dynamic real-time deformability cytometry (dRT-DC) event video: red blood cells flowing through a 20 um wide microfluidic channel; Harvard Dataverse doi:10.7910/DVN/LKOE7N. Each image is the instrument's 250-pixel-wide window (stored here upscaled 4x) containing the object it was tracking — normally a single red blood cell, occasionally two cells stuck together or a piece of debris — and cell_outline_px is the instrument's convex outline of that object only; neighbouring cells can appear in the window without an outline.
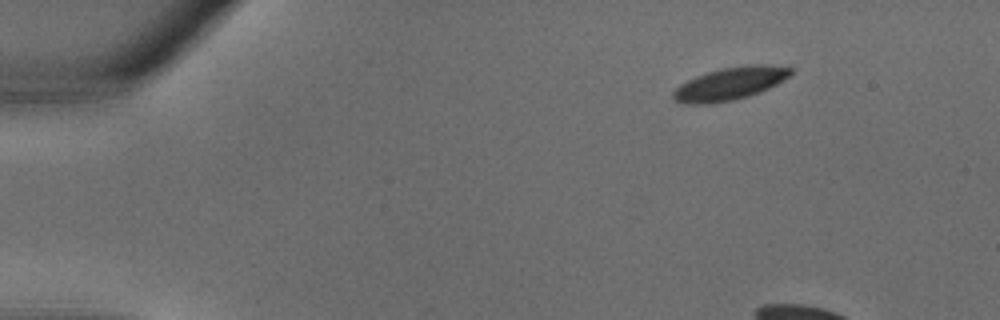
{"species": "common noctule bat (a hibernating species)", "species_latin": "Nyctalus noctula", "temperature_condition": "warm", "stored_images_in_passage": 6, "camera_frame_rate_fps": 3000, "um_per_image_px": 0.085, "animal": {"sex": "male", "body_mass_g": 18.8}, "frame": {"image": 1, "passage_image": 1, "time_ms": 0.0, "image_size_px": [1000, 320], "cell_outline_px": [[792, 72], [788, 76], [776, 84], [768, 88], [748, 96], [732, 100], [708, 104], [684, 104], [672, 100], [672, 92], [680, 84], [696, 76], [720, 68], [748, 64], [764, 64], [792, 68]], "centroid_in_image_um": [61.99, 7.11], "position_along_channel_um": 23.0, "area_um2": 22.31}}